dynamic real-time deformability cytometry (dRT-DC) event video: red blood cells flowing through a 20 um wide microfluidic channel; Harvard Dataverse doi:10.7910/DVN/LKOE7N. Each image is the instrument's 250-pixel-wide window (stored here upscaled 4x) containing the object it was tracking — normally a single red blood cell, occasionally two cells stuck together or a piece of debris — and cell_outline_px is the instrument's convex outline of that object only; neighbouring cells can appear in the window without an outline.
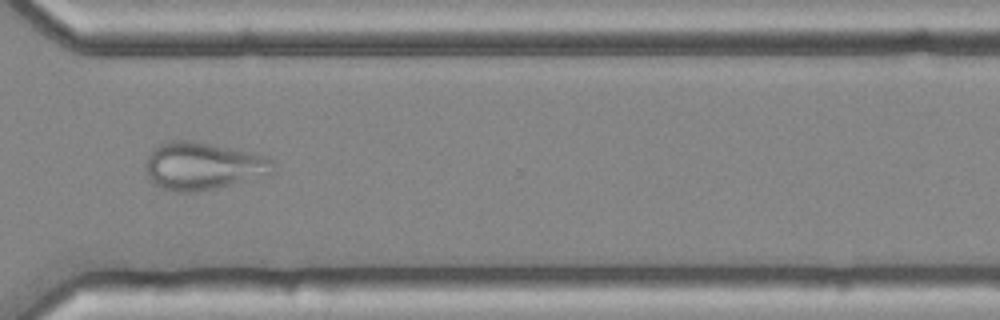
{"species": "common noctule bat (a hibernating species)", "species_latin": "Nyctalus noctula", "temperature_condition": "cold", "stored_images_in_passage": 38, "camera_frame_rate_fps": 3000, "um_per_image_px": 0.085, "animal": {"sex": "female", "body_mass_g": 25.1}, "frame": {"image": 1, "passage_image": 24, "time_ms": 7.667, "image_size_px": [1000, 320], "cell_outline_px": [[272, 172], [244, 180], [212, 188], [192, 192], [176, 192], [160, 188], [152, 184], [148, 176], [144, 164], [148, 156], [160, 144], [168, 140], [192, 140], [212, 144], [268, 156], [272, 160]], "centroid_in_image_um": [17.16, 14.09], "position_along_channel_um": 353.4, "area_um2": 34.74}}
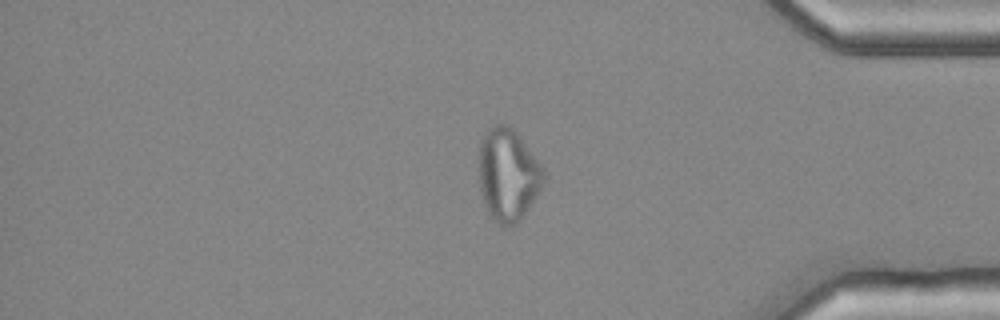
{"frame": {"image": 2, "passage_image": 29, "time_ms": 9.333, "image_size_px": [1000, 320], "cell_outline_px": [[544, 180], [536, 196], [520, 220], [516, 224], [508, 228], [496, 224], [488, 212], [484, 204], [480, 192], [480, 140], [484, 132], [492, 124], [508, 124], [520, 136], [544, 168]], "centroid_in_image_um": [43.17, 14.85], "position_along_channel_um": 392.0, "area_um2": 35.03}}